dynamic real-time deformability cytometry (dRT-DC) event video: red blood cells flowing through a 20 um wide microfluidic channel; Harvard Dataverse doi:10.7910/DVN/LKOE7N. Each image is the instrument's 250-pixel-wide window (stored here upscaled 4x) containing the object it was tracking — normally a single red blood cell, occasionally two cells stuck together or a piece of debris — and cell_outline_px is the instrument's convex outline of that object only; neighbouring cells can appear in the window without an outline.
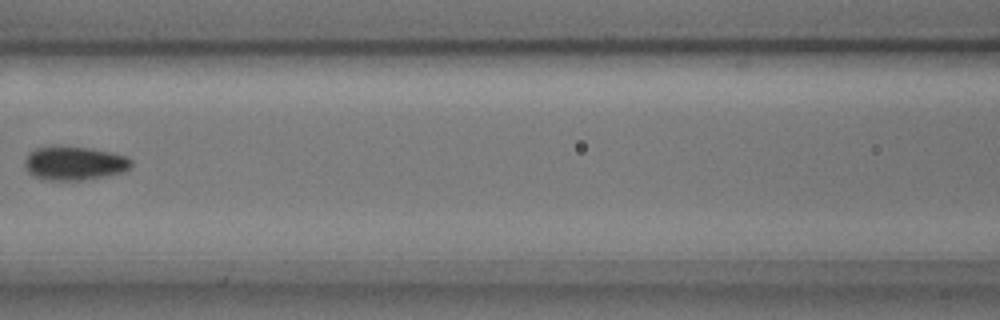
{"species": "common noctule bat (a hibernating species)", "species_latin": "Nyctalus noctula", "temperature_condition": "cold", "stored_images_in_passage": 7, "camera_frame_rate_fps": 3000, "um_per_image_px": 0.085, "animal": {"sex": "male", "body_mass_g": 17.9, "forearm_length_mm": 54.2}, "frame": {"image": 1, "passage_image": 6, "time_ms": 1.667, "image_size_px": [1000, 320], "cell_outline_px": [[132, 164], [124, 172], [84, 180], [44, 180], [32, 176], [28, 172], [24, 164], [24, 160], [28, 152], [36, 148], [92, 148], [128, 156], [132, 160]], "centroid_in_image_um": [6.32, 13.9], "position_along_channel_um": 160.3, "area_um2": 20.75}}
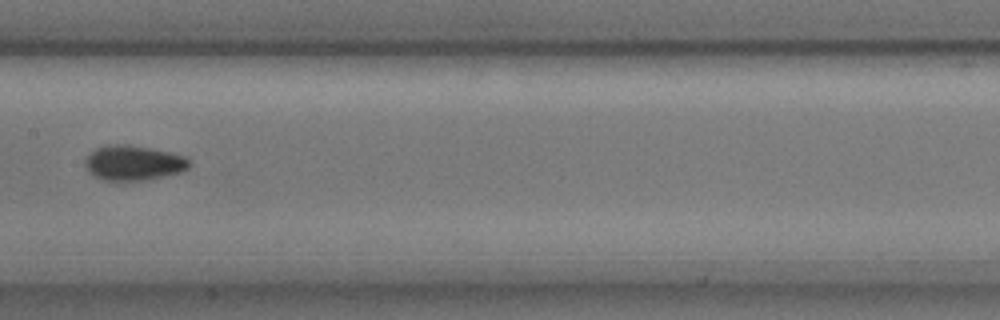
{"frame": {"image": 2, "passage_image": 7, "time_ms": 2.0, "image_size_px": [1000, 320], "cell_outline_px": [[192, 164], [188, 168], [180, 172], [148, 180], [120, 184], [104, 180], [88, 172], [84, 164], [88, 156], [96, 148], [108, 144], [128, 144], [168, 152], [184, 156]], "centroid_in_image_um": [11.32, 13.89], "position_along_channel_um": 196.1, "area_um2": 21.68}}